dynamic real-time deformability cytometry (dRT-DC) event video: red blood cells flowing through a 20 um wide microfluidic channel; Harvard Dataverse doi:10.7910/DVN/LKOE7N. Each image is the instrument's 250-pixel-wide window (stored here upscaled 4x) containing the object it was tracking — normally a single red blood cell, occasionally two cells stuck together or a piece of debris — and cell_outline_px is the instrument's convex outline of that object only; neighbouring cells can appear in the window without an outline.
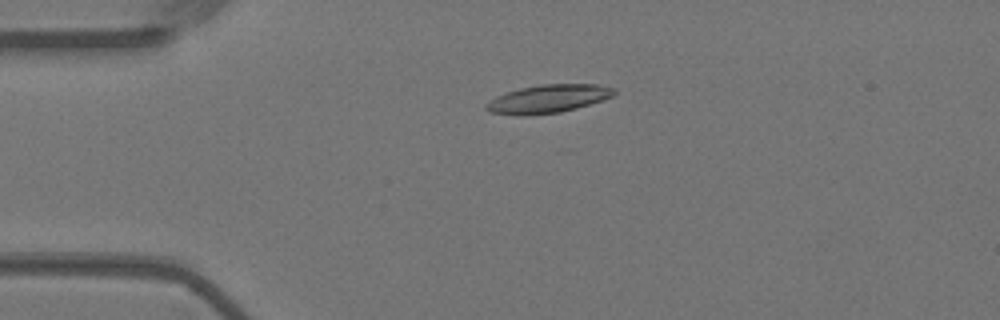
{"species": "Egyptian fruit bat (a non-hibernating species)", "species_latin": "Rousettus aegyptiacus", "temperature_condition": "warm", "stored_images_in_passage": 45, "camera_frame_rate_fps": 3000, "um_per_image_px": 0.085, "animal": {"sex": "female"}, "frame": {"image": 1, "passage_image": 2, "time_ms": 0.333, "image_size_px": [1000, 320], "cell_outline_px": [[616, 92], [612, 96], [576, 108], [560, 112], [524, 116], [516, 116], [488, 112], [484, 108], [484, 104], [496, 96], [520, 88], [540, 84], [596, 84], [616, 88]], "centroid_in_image_um": [46.53, 8.4], "position_along_channel_um": 38.5, "area_um2": 21.1}}
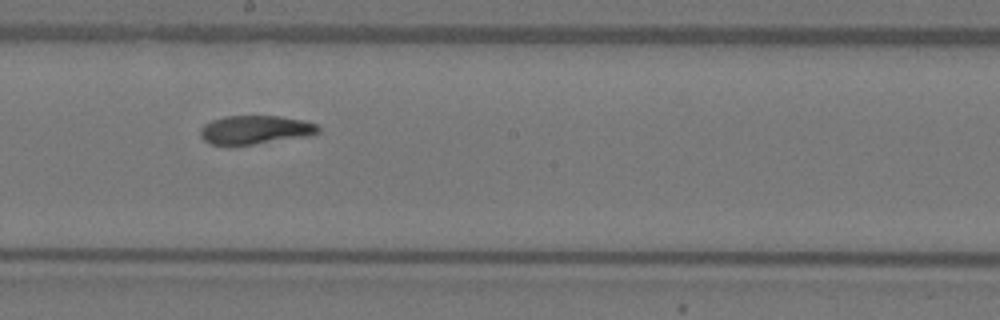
{"frame": {"image": 2, "passage_image": 20, "time_ms": 6.333, "image_size_px": [1000, 320], "cell_outline_px": [[320, 132], [312, 136], [252, 144], [212, 144], [204, 140], [200, 136], [200, 128], [204, 124], [212, 120], [224, 116], [276, 116], [304, 120], [316, 124], [320, 128]], "centroid_in_image_um": [21.73, 11.02], "position_along_channel_um": 226.5, "area_um2": 19.65}}
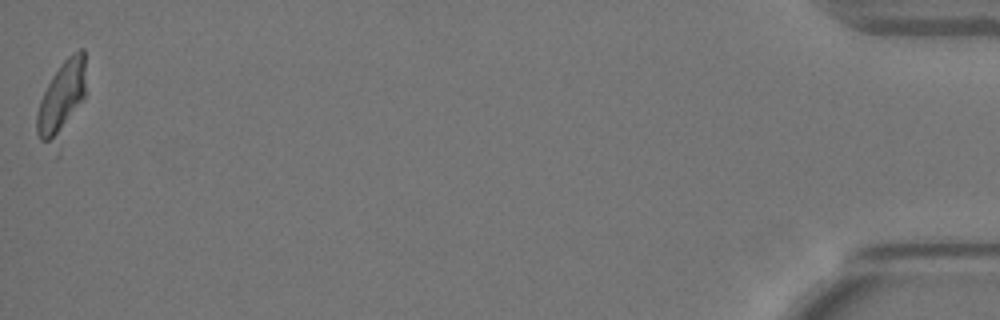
{"frame": {"image": 3, "passage_image": 45, "time_ms": 14.667, "image_size_px": [1000, 320], "cell_outline_px": [[84, 96], [56, 132], [48, 140], [40, 140], [36, 132], [36, 112], [40, 100], [52, 76], [60, 64], [72, 52], [80, 48], [84, 48]], "centroid_in_image_um": [5.2, 8.09], "position_along_channel_um": 430.0, "area_um2": 18.9}, "authors_computed_cell_mechanics": {"area_um2": 20.6346, "velocity_mm_per_s": 3.6197, "shape_relaxation_time_tau1_ms": 8.2806, "shape_relaxation_time_tau2_ms": 2.5076, "deformation_change_tau1": 0.2352, "deformation_change_tau2": 0.0903}}